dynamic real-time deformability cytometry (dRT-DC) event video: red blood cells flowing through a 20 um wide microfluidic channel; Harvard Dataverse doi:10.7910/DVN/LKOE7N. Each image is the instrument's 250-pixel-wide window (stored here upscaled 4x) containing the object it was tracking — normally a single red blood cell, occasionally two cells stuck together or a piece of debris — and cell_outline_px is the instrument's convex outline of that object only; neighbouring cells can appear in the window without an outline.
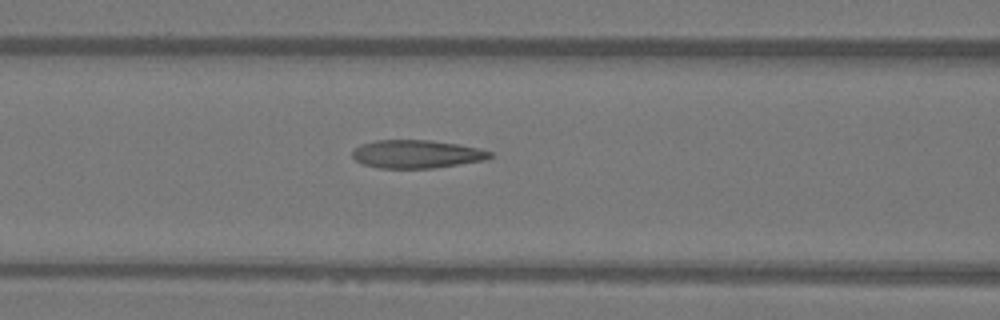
{"species": "Egyptian fruit bat (a non-hibernating species)", "species_latin": "Rousettus aegyptiacus", "temperature_condition": "warm", "stored_images_in_passage": 4, "segment_of_instrument_passage": [1, 2], "camera_frame_rate_fps": 3000, "um_per_image_px": 0.085, "animal": {"sex": "female"}, "frame": {"image": 1, "passage_image": 3, "time_ms": 0.667, "image_size_px": [1000, 320], "cell_outline_px": [[492, 156], [488, 160], [432, 168], [376, 168], [364, 164], [356, 160], [352, 156], [352, 152], [360, 144], [376, 140], [428, 140], [456, 144], [476, 148], [492, 152]], "centroid_in_image_um": [35.4, 13.1], "position_along_channel_um": 131.2, "area_um2": 22.48}}